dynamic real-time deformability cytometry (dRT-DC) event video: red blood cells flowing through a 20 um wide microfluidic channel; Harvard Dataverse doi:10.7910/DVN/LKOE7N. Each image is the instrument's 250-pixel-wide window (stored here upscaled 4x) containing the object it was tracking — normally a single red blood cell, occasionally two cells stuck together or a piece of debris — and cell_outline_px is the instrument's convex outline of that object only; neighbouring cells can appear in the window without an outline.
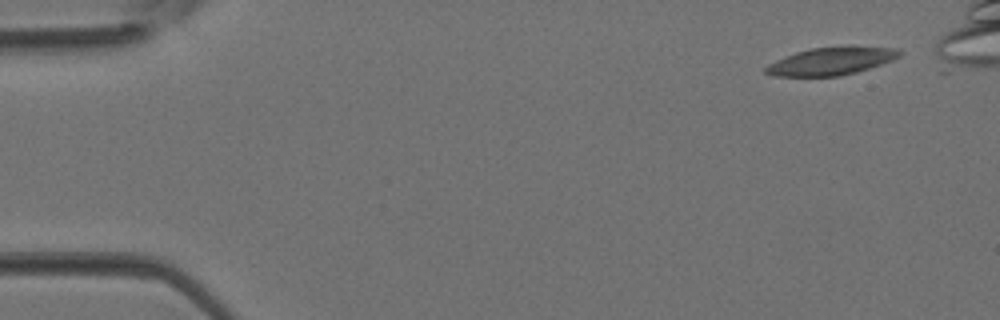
{"species": "Egyptian fruit bat (a non-hibernating species)", "species_latin": "Rousettus aegyptiacus", "temperature_condition": "room temperature", "stored_images_in_passage": 3, "camera_frame_rate_fps": 3000, "um_per_image_px": 0.085, "animal": {"sex": "female"}, "frame": {"image": 1, "passage_image": 1, "time_ms": 0.0, "image_size_px": [1000, 320], "cell_outline_px": [[904, 52], [900, 56], [892, 60], [856, 72], [840, 76], [772, 76], [764, 72], [764, 68], [768, 64], [776, 60], [796, 52], [812, 48], [848, 44], [852, 44], [900, 48]], "centroid_in_image_um": [70.72, 5.15], "position_along_channel_um": 14.3, "area_um2": 22.25}}